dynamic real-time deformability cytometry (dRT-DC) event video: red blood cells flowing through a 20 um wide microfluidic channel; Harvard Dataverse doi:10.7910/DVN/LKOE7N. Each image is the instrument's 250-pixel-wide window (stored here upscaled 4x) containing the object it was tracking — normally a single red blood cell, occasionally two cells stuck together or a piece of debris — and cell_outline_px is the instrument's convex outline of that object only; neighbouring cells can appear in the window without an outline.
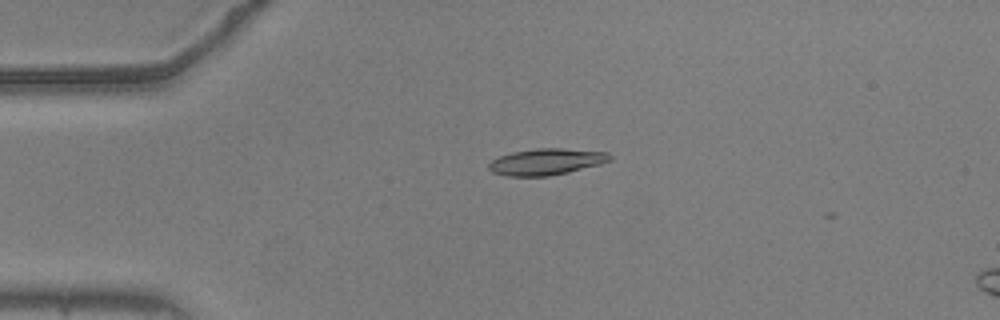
{"species": "common noctule bat (a hibernating species)", "species_latin": "Nyctalus noctula", "temperature_condition": "warm", "stored_images_in_passage": 4, "camera_frame_rate_fps": 3000, "um_per_image_px": 0.085, "animal": {"sex": "male", "body_mass_g": 20.5, "forearm_length_mm": 52.5}, "frame": {"image": 1, "passage_image": 1, "time_ms": 0.0, "image_size_px": [1000, 320], "cell_outline_px": [[612, 160], [600, 164], [568, 172], [548, 176], [508, 176], [492, 172], [488, 168], [488, 164], [492, 160], [500, 156], [512, 152], [536, 148], [560, 148], [608, 152], [612, 156]], "centroid_in_image_um": [46.44, 13.74], "position_along_channel_um": 38.6, "area_um2": 18.61}}